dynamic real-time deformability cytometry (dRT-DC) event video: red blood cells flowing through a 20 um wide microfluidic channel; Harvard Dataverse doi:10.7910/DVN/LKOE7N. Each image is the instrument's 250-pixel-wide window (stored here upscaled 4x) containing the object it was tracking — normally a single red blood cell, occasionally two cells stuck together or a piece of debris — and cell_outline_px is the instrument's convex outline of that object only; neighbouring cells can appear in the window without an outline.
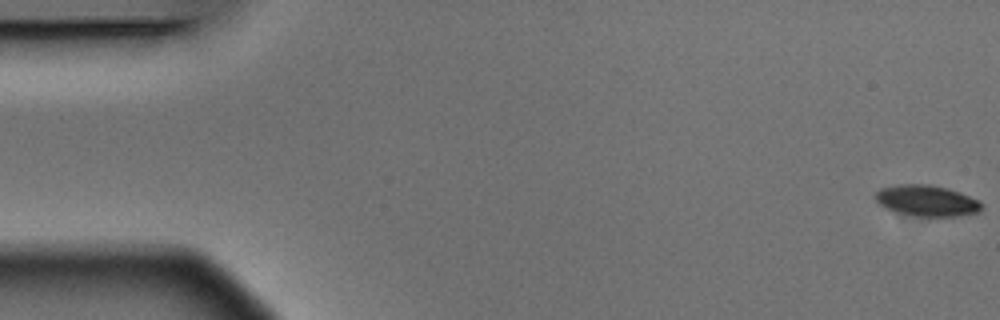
{"species": "Egyptian fruit bat (a non-hibernating species)", "species_latin": "Rousettus aegyptiacus", "temperature_condition": "warm", "stored_images_in_passage": 5, "camera_frame_rate_fps": 3000, "um_per_image_px": 0.085, "animal": {"sex": "male"}, "frame": {"image": 1, "passage_image": 1, "time_ms": 0.0, "image_size_px": [1000, 320], "cell_outline_px": [[980, 212], [956, 216], [920, 216], [888, 208], [880, 204], [876, 200], [876, 192], [880, 188], [900, 184], [928, 184], [960, 192], [976, 200], [980, 204]], "centroid_in_image_um": [78.77, 17.04], "position_along_channel_um": 6.2, "area_um2": 18.5}}
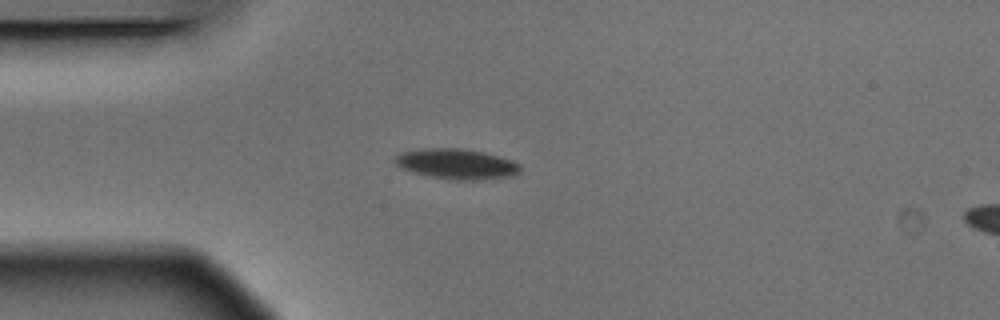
{"frame": {"image": 2, "passage_image": 5, "time_ms": 1.333, "image_size_px": [1000, 320], "cell_outline_px": [[520, 172], [516, 176], [476, 180], [448, 180], [412, 172], [396, 164], [392, 160], [396, 156], [404, 152], [424, 148], [460, 148], [484, 152], [500, 156], [512, 160], [520, 164]], "centroid_in_image_um": [38.86, 13.94], "position_along_channel_um": 46.1, "area_um2": 22.25}}